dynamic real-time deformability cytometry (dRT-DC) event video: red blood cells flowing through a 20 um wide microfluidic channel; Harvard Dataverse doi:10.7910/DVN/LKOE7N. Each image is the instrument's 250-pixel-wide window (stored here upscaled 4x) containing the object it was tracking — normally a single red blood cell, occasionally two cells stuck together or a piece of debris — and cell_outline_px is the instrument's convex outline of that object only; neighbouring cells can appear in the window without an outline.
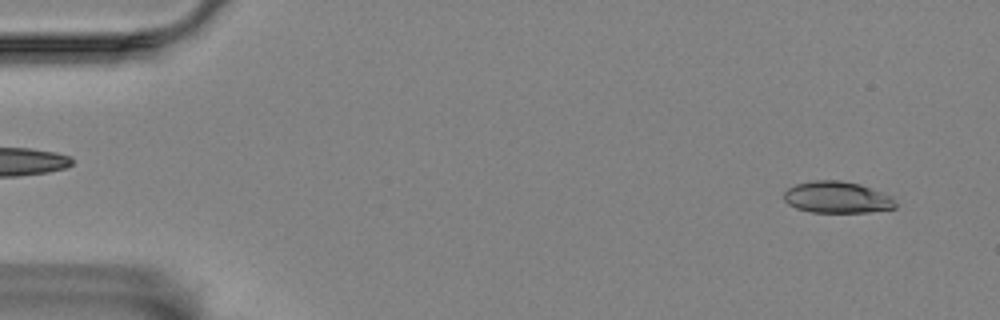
{"species": "Egyptian fruit bat (a non-hibernating species)", "species_latin": "Rousettus aegyptiacus", "temperature_condition": "room temperature", "stored_images_in_passage": 57, "camera_frame_rate_fps": 3000, "um_per_image_px": 0.085, "animal": {"sex": "female"}, "frame": {"image": 1, "passage_image": 3, "time_ms": 0.667, "image_size_px": [1000, 320], "cell_outline_px": [[896, 208], [868, 212], [812, 212], [796, 208], [788, 204], [784, 200], [784, 192], [788, 188], [796, 184], [812, 180], [840, 180], [860, 184], [892, 196], [896, 204]], "centroid_in_image_um": [71.14, 16.77], "position_along_channel_um": 13.9, "area_um2": 20.58}}
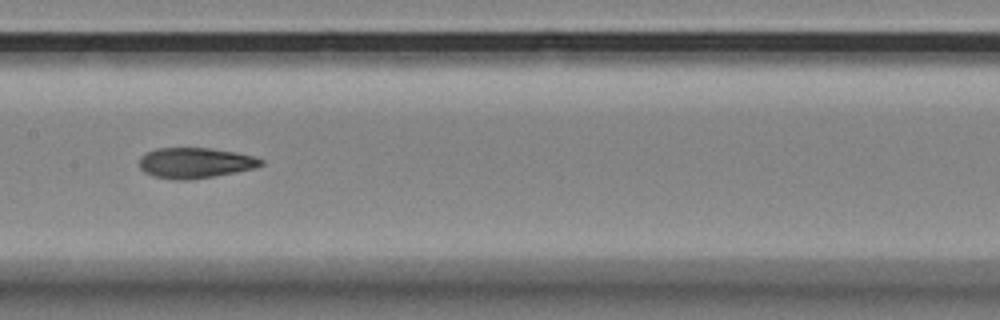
{"frame": {"image": 2, "passage_image": 28, "time_ms": 9.0, "image_size_px": [1000, 320], "cell_outline_px": [[264, 164], [252, 168], [236, 172], [188, 180], [176, 180], [152, 176], [144, 172], [140, 168], [140, 156], [156, 148], [208, 148], [236, 152], [252, 156], [264, 160]], "centroid_in_image_um": [16.56, 13.84], "position_along_channel_um": 190.8, "area_um2": 21.5}}
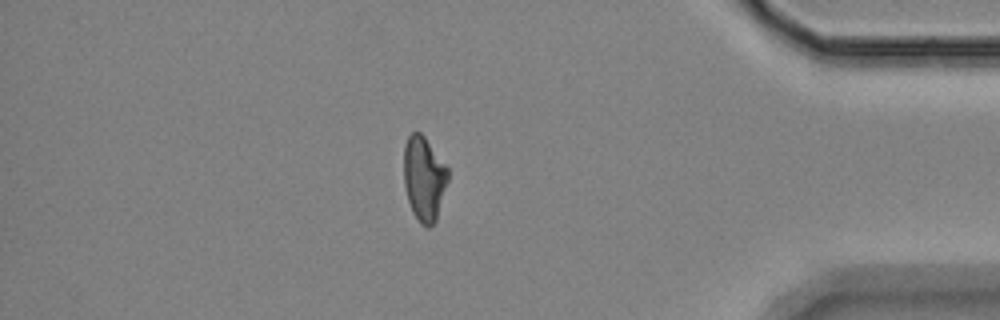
{"frame": {"image": 3, "passage_image": 49, "time_ms": 16.0, "image_size_px": [1000, 320], "cell_outline_px": [[448, 180], [436, 220], [428, 228], [420, 224], [412, 212], [408, 200], [404, 184], [404, 144], [408, 136], [412, 132], [420, 132], [424, 136], [448, 168]], "centroid_in_image_um": [36.03, 15.18], "position_along_channel_um": 399.2, "area_um2": 21.68}}